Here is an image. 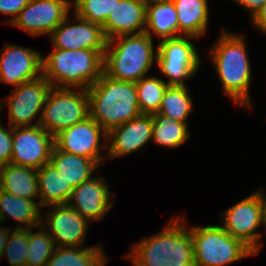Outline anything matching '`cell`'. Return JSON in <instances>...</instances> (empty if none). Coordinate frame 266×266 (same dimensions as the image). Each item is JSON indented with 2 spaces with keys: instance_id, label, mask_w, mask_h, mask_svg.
Masks as SVG:
<instances>
[{
  "instance_id": "obj_1",
  "label": "cell",
  "mask_w": 266,
  "mask_h": 266,
  "mask_svg": "<svg viewBox=\"0 0 266 266\" xmlns=\"http://www.w3.org/2000/svg\"><path fill=\"white\" fill-rule=\"evenodd\" d=\"M134 266H195L190 230L181 216L160 232L143 238L126 255Z\"/></svg>"
},
{
  "instance_id": "obj_2",
  "label": "cell",
  "mask_w": 266,
  "mask_h": 266,
  "mask_svg": "<svg viewBox=\"0 0 266 266\" xmlns=\"http://www.w3.org/2000/svg\"><path fill=\"white\" fill-rule=\"evenodd\" d=\"M90 117L107 133L141 114L136 85L104 73L88 89Z\"/></svg>"
},
{
  "instance_id": "obj_3",
  "label": "cell",
  "mask_w": 266,
  "mask_h": 266,
  "mask_svg": "<svg viewBox=\"0 0 266 266\" xmlns=\"http://www.w3.org/2000/svg\"><path fill=\"white\" fill-rule=\"evenodd\" d=\"M104 55L98 50L54 48L42 56V75L58 88L88 89L103 74Z\"/></svg>"
},
{
  "instance_id": "obj_4",
  "label": "cell",
  "mask_w": 266,
  "mask_h": 266,
  "mask_svg": "<svg viewBox=\"0 0 266 266\" xmlns=\"http://www.w3.org/2000/svg\"><path fill=\"white\" fill-rule=\"evenodd\" d=\"M211 56L223 91L240 106H250V62L243 36L221 31Z\"/></svg>"
},
{
  "instance_id": "obj_5",
  "label": "cell",
  "mask_w": 266,
  "mask_h": 266,
  "mask_svg": "<svg viewBox=\"0 0 266 266\" xmlns=\"http://www.w3.org/2000/svg\"><path fill=\"white\" fill-rule=\"evenodd\" d=\"M157 54L153 39L145 32L114 37L107 42L103 73L114 80L135 83L145 77Z\"/></svg>"
},
{
  "instance_id": "obj_6",
  "label": "cell",
  "mask_w": 266,
  "mask_h": 266,
  "mask_svg": "<svg viewBox=\"0 0 266 266\" xmlns=\"http://www.w3.org/2000/svg\"><path fill=\"white\" fill-rule=\"evenodd\" d=\"M189 230L194 246L195 266H225L256 255L220 225L191 227Z\"/></svg>"
},
{
  "instance_id": "obj_7",
  "label": "cell",
  "mask_w": 266,
  "mask_h": 266,
  "mask_svg": "<svg viewBox=\"0 0 266 266\" xmlns=\"http://www.w3.org/2000/svg\"><path fill=\"white\" fill-rule=\"evenodd\" d=\"M52 87L37 125L53 137L90 117L88 90ZM77 92V93H76Z\"/></svg>"
},
{
  "instance_id": "obj_8",
  "label": "cell",
  "mask_w": 266,
  "mask_h": 266,
  "mask_svg": "<svg viewBox=\"0 0 266 266\" xmlns=\"http://www.w3.org/2000/svg\"><path fill=\"white\" fill-rule=\"evenodd\" d=\"M183 36L161 40L157 46L156 64L169 79L168 85L184 86L185 80L196 74L201 63L196 47L188 40L194 37Z\"/></svg>"
},
{
  "instance_id": "obj_9",
  "label": "cell",
  "mask_w": 266,
  "mask_h": 266,
  "mask_svg": "<svg viewBox=\"0 0 266 266\" xmlns=\"http://www.w3.org/2000/svg\"><path fill=\"white\" fill-rule=\"evenodd\" d=\"M223 225L232 237L241 240L255 254L260 251L261 234L256 228L262 225V190L252 193L225 210Z\"/></svg>"
},
{
  "instance_id": "obj_10",
  "label": "cell",
  "mask_w": 266,
  "mask_h": 266,
  "mask_svg": "<svg viewBox=\"0 0 266 266\" xmlns=\"http://www.w3.org/2000/svg\"><path fill=\"white\" fill-rule=\"evenodd\" d=\"M52 87L43 75L17 86L11 95L6 97L9 126H33L31 123L42 112Z\"/></svg>"
},
{
  "instance_id": "obj_11",
  "label": "cell",
  "mask_w": 266,
  "mask_h": 266,
  "mask_svg": "<svg viewBox=\"0 0 266 266\" xmlns=\"http://www.w3.org/2000/svg\"><path fill=\"white\" fill-rule=\"evenodd\" d=\"M54 146V137L36 123L14 127L10 162L38 170L49 163Z\"/></svg>"
},
{
  "instance_id": "obj_12",
  "label": "cell",
  "mask_w": 266,
  "mask_h": 266,
  "mask_svg": "<svg viewBox=\"0 0 266 266\" xmlns=\"http://www.w3.org/2000/svg\"><path fill=\"white\" fill-rule=\"evenodd\" d=\"M69 0H30L20 11L12 25L25 30L32 36L49 34L70 13Z\"/></svg>"
},
{
  "instance_id": "obj_13",
  "label": "cell",
  "mask_w": 266,
  "mask_h": 266,
  "mask_svg": "<svg viewBox=\"0 0 266 266\" xmlns=\"http://www.w3.org/2000/svg\"><path fill=\"white\" fill-rule=\"evenodd\" d=\"M101 133L107 141V132L93 118L88 117L56 135L54 145L61 151L102 163L105 157L100 156V149L108 145H100Z\"/></svg>"
},
{
  "instance_id": "obj_14",
  "label": "cell",
  "mask_w": 266,
  "mask_h": 266,
  "mask_svg": "<svg viewBox=\"0 0 266 266\" xmlns=\"http://www.w3.org/2000/svg\"><path fill=\"white\" fill-rule=\"evenodd\" d=\"M78 24L70 25L68 15L49 36L53 42V48L63 50L90 49L98 50L103 55L107 46L103 27L80 18L75 14Z\"/></svg>"
},
{
  "instance_id": "obj_15",
  "label": "cell",
  "mask_w": 266,
  "mask_h": 266,
  "mask_svg": "<svg viewBox=\"0 0 266 266\" xmlns=\"http://www.w3.org/2000/svg\"><path fill=\"white\" fill-rule=\"evenodd\" d=\"M41 75L42 54L38 51L7 44L3 47L0 52L1 82L17 87Z\"/></svg>"
},
{
  "instance_id": "obj_16",
  "label": "cell",
  "mask_w": 266,
  "mask_h": 266,
  "mask_svg": "<svg viewBox=\"0 0 266 266\" xmlns=\"http://www.w3.org/2000/svg\"><path fill=\"white\" fill-rule=\"evenodd\" d=\"M46 225L56 247H81L86 239L89 220L67 204L51 205Z\"/></svg>"
},
{
  "instance_id": "obj_17",
  "label": "cell",
  "mask_w": 266,
  "mask_h": 266,
  "mask_svg": "<svg viewBox=\"0 0 266 266\" xmlns=\"http://www.w3.org/2000/svg\"><path fill=\"white\" fill-rule=\"evenodd\" d=\"M152 133V115L142 113L127 123L113 128L107 133V142H111L106 148L108 157L114 159L140 150L152 139Z\"/></svg>"
},
{
  "instance_id": "obj_18",
  "label": "cell",
  "mask_w": 266,
  "mask_h": 266,
  "mask_svg": "<svg viewBox=\"0 0 266 266\" xmlns=\"http://www.w3.org/2000/svg\"><path fill=\"white\" fill-rule=\"evenodd\" d=\"M109 191L104 178H90L73 189L66 204L89 221L101 220L114 204Z\"/></svg>"
},
{
  "instance_id": "obj_19",
  "label": "cell",
  "mask_w": 266,
  "mask_h": 266,
  "mask_svg": "<svg viewBox=\"0 0 266 266\" xmlns=\"http://www.w3.org/2000/svg\"><path fill=\"white\" fill-rule=\"evenodd\" d=\"M102 27L107 40L145 32L146 4L137 0H120Z\"/></svg>"
},
{
  "instance_id": "obj_20",
  "label": "cell",
  "mask_w": 266,
  "mask_h": 266,
  "mask_svg": "<svg viewBox=\"0 0 266 266\" xmlns=\"http://www.w3.org/2000/svg\"><path fill=\"white\" fill-rule=\"evenodd\" d=\"M0 189L17 197H39L37 170L9 162L0 168Z\"/></svg>"
},
{
  "instance_id": "obj_21",
  "label": "cell",
  "mask_w": 266,
  "mask_h": 266,
  "mask_svg": "<svg viewBox=\"0 0 266 266\" xmlns=\"http://www.w3.org/2000/svg\"><path fill=\"white\" fill-rule=\"evenodd\" d=\"M49 163L75 188L89 180L100 162L84 156L73 155L53 147Z\"/></svg>"
},
{
  "instance_id": "obj_22",
  "label": "cell",
  "mask_w": 266,
  "mask_h": 266,
  "mask_svg": "<svg viewBox=\"0 0 266 266\" xmlns=\"http://www.w3.org/2000/svg\"><path fill=\"white\" fill-rule=\"evenodd\" d=\"M145 33L152 39V33L161 40L179 37L177 11L172 0H155L146 4Z\"/></svg>"
},
{
  "instance_id": "obj_23",
  "label": "cell",
  "mask_w": 266,
  "mask_h": 266,
  "mask_svg": "<svg viewBox=\"0 0 266 266\" xmlns=\"http://www.w3.org/2000/svg\"><path fill=\"white\" fill-rule=\"evenodd\" d=\"M177 11L178 34L199 38L208 26L207 0H172Z\"/></svg>"
},
{
  "instance_id": "obj_24",
  "label": "cell",
  "mask_w": 266,
  "mask_h": 266,
  "mask_svg": "<svg viewBox=\"0 0 266 266\" xmlns=\"http://www.w3.org/2000/svg\"><path fill=\"white\" fill-rule=\"evenodd\" d=\"M38 192L40 206L66 204L73 187L62 175L50 164H44L37 170Z\"/></svg>"
},
{
  "instance_id": "obj_25",
  "label": "cell",
  "mask_w": 266,
  "mask_h": 266,
  "mask_svg": "<svg viewBox=\"0 0 266 266\" xmlns=\"http://www.w3.org/2000/svg\"><path fill=\"white\" fill-rule=\"evenodd\" d=\"M40 208V203L35 200L20 198L0 189V222L12 216L19 223H24L26 228H37L42 223L44 225Z\"/></svg>"
},
{
  "instance_id": "obj_26",
  "label": "cell",
  "mask_w": 266,
  "mask_h": 266,
  "mask_svg": "<svg viewBox=\"0 0 266 266\" xmlns=\"http://www.w3.org/2000/svg\"><path fill=\"white\" fill-rule=\"evenodd\" d=\"M107 256L100 245L93 247H55L46 266H106Z\"/></svg>"
},
{
  "instance_id": "obj_27",
  "label": "cell",
  "mask_w": 266,
  "mask_h": 266,
  "mask_svg": "<svg viewBox=\"0 0 266 266\" xmlns=\"http://www.w3.org/2000/svg\"><path fill=\"white\" fill-rule=\"evenodd\" d=\"M152 119V139L157 145L175 148L189 139L188 124L174 121L159 113L152 114Z\"/></svg>"
},
{
  "instance_id": "obj_28",
  "label": "cell",
  "mask_w": 266,
  "mask_h": 266,
  "mask_svg": "<svg viewBox=\"0 0 266 266\" xmlns=\"http://www.w3.org/2000/svg\"><path fill=\"white\" fill-rule=\"evenodd\" d=\"M192 106V99L185 85H169L163 95L158 113L174 121L188 124L187 119L193 113Z\"/></svg>"
},
{
  "instance_id": "obj_29",
  "label": "cell",
  "mask_w": 266,
  "mask_h": 266,
  "mask_svg": "<svg viewBox=\"0 0 266 266\" xmlns=\"http://www.w3.org/2000/svg\"><path fill=\"white\" fill-rule=\"evenodd\" d=\"M135 85L140 112L149 115L158 113L163 95L169 85L160 78H146V76L135 82Z\"/></svg>"
},
{
  "instance_id": "obj_30",
  "label": "cell",
  "mask_w": 266,
  "mask_h": 266,
  "mask_svg": "<svg viewBox=\"0 0 266 266\" xmlns=\"http://www.w3.org/2000/svg\"><path fill=\"white\" fill-rule=\"evenodd\" d=\"M41 226L42 225L37 226V228L40 229L39 232L35 233L29 228L26 266H46L56 247L52 236L48 234L44 226Z\"/></svg>"
},
{
  "instance_id": "obj_31",
  "label": "cell",
  "mask_w": 266,
  "mask_h": 266,
  "mask_svg": "<svg viewBox=\"0 0 266 266\" xmlns=\"http://www.w3.org/2000/svg\"><path fill=\"white\" fill-rule=\"evenodd\" d=\"M120 0H74V14L86 21L103 25Z\"/></svg>"
},
{
  "instance_id": "obj_32",
  "label": "cell",
  "mask_w": 266,
  "mask_h": 266,
  "mask_svg": "<svg viewBox=\"0 0 266 266\" xmlns=\"http://www.w3.org/2000/svg\"><path fill=\"white\" fill-rule=\"evenodd\" d=\"M15 230L9 232L6 246L2 256L6 255L10 266H26L28 255L29 228L20 224ZM6 253V254H5Z\"/></svg>"
},
{
  "instance_id": "obj_33",
  "label": "cell",
  "mask_w": 266,
  "mask_h": 266,
  "mask_svg": "<svg viewBox=\"0 0 266 266\" xmlns=\"http://www.w3.org/2000/svg\"><path fill=\"white\" fill-rule=\"evenodd\" d=\"M6 130L0 123V168L7 165L12 157L13 128Z\"/></svg>"
},
{
  "instance_id": "obj_34",
  "label": "cell",
  "mask_w": 266,
  "mask_h": 266,
  "mask_svg": "<svg viewBox=\"0 0 266 266\" xmlns=\"http://www.w3.org/2000/svg\"><path fill=\"white\" fill-rule=\"evenodd\" d=\"M29 1L30 0H0V14H4L5 16L10 15L11 19L7 22L12 24Z\"/></svg>"
},
{
  "instance_id": "obj_35",
  "label": "cell",
  "mask_w": 266,
  "mask_h": 266,
  "mask_svg": "<svg viewBox=\"0 0 266 266\" xmlns=\"http://www.w3.org/2000/svg\"><path fill=\"white\" fill-rule=\"evenodd\" d=\"M251 19L255 27L266 33V2Z\"/></svg>"
},
{
  "instance_id": "obj_36",
  "label": "cell",
  "mask_w": 266,
  "mask_h": 266,
  "mask_svg": "<svg viewBox=\"0 0 266 266\" xmlns=\"http://www.w3.org/2000/svg\"><path fill=\"white\" fill-rule=\"evenodd\" d=\"M234 1H236L240 6L250 10L251 18L266 2V0H234Z\"/></svg>"
},
{
  "instance_id": "obj_37",
  "label": "cell",
  "mask_w": 266,
  "mask_h": 266,
  "mask_svg": "<svg viewBox=\"0 0 266 266\" xmlns=\"http://www.w3.org/2000/svg\"><path fill=\"white\" fill-rule=\"evenodd\" d=\"M9 232H10L9 228L4 226L2 228L0 227V257H2V254L4 252Z\"/></svg>"
},
{
  "instance_id": "obj_38",
  "label": "cell",
  "mask_w": 266,
  "mask_h": 266,
  "mask_svg": "<svg viewBox=\"0 0 266 266\" xmlns=\"http://www.w3.org/2000/svg\"><path fill=\"white\" fill-rule=\"evenodd\" d=\"M262 224L265 226L266 232V197L262 193Z\"/></svg>"
},
{
  "instance_id": "obj_39",
  "label": "cell",
  "mask_w": 266,
  "mask_h": 266,
  "mask_svg": "<svg viewBox=\"0 0 266 266\" xmlns=\"http://www.w3.org/2000/svg\"><path fill=\"white\" fill-rule=\"evenodd\" d=\"M137 1H140V2H143L145 4H148V3H151L152 1H155V0H137Z\"/></svg>"
},
{
  "instance_id": "obj_40",
  "label": "cell",
  "mask_w": 266,
  "mask_h": 266,
  "mask_svg": "<svg viewBox=\"0 0 266 266\" xmlns=\"http://www.w3.org/2000/svg\"><path fill=\"white\" fill-rule=\"evenodd\" d=\"M2 107H3V103L0 101V111L2 110Z\"/></svg>"
}]
</instances>
